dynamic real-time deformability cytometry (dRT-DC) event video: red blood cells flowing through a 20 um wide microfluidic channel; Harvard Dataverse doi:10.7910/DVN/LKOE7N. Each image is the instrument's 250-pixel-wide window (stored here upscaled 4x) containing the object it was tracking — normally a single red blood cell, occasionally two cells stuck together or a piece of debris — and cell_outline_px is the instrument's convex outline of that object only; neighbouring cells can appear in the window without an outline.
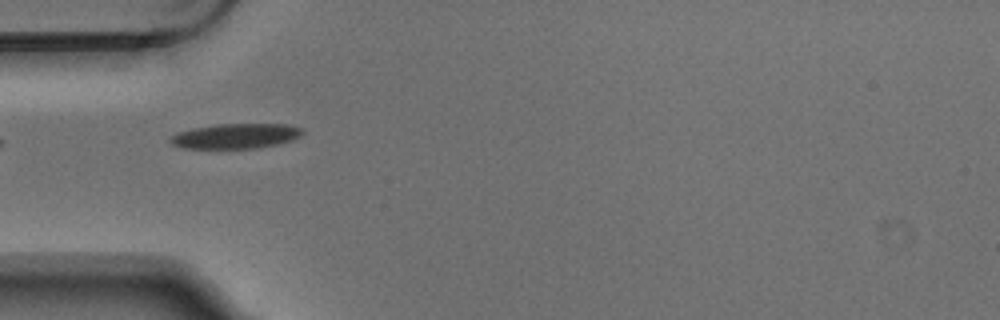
{"species": "Egyptian fruit bat (a non-hibernating species)", "species_latin": "Rousettus aegyptiacus", "temperature_condition": "warm", "stored_images_in_passage": 8, "segment_of_instrument_passage": [2, 2], "camera_frame_rate_fps": 3000, "um_per_image_px": 0.085, "animal": {"sex": "male"}, "frame": {"image": 1, "passage_image": 5, "time_ms": 1.333, "image_size_px": [1000, 320], "cell_outline_px": [[304, 132], [300, 136], [292, 140], [260, 148], [180, 148], [172, 144], [168, 140], [176, 132], [192, 128], [216, 124], [288, 124], [304, 128]], "centroid_in_image_um": [20.04, 11.56], "position_along_channel_um": 65.0, "area_um2": 19.42}}
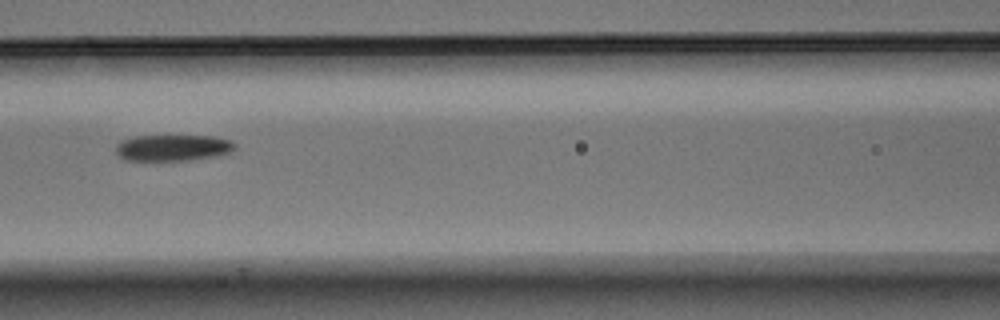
{"frame": {"image": 2, "passage_image": 7, "time_ms": 2.0, "image_size_px": [1000, 320], "cell_outline_px": [[236, 148], [228, 152], [216, 156], [192, 160], [124, 160], [116, 152], [116, 144], [120, 140], [136, 136], [216, 136], [232, 140], [236, 144]], "centroid_in_image_um": [14.71, 12.55], "position_along_channel_um": 151.9, "area_um2": 18.32}}
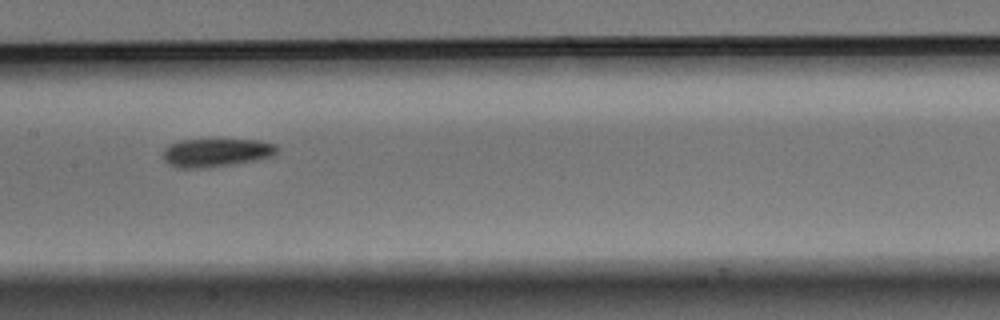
{"frame": {"image": 3, "passage_image": 8, "time_ms": 2.333, "image_size_px": [1000, 320], "cell_outline_px": [[280, 152], [272, 156], [256, 160], [204, 168], [180, 168], [168, 164], [160, 156], [164, 148], [168, 144], [180, 140], [256, 140], [276, 144], [280, 148]], "centroid_in_image_um": [18.36, 12.97], "position_along_channel_um": 189.0, "area_um2": 19.02}}